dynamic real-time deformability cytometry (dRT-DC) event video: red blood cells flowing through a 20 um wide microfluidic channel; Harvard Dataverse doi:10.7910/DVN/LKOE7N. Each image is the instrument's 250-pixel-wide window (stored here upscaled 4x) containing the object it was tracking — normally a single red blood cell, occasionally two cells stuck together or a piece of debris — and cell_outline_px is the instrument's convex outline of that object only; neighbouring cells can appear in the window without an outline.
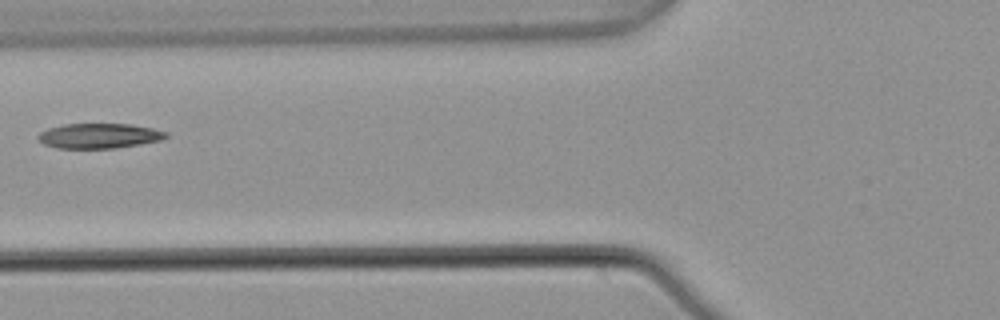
{"species": "common noctule bat (a hibernating species)", "species_latin": "Nyctalus noctula", "temperature_condition": "warm", "stored_images_in_passage": 9, "camera_frame_rate_fps": 3000, "um_per_image_px": 0.085, "animal": {"sex": "male", "body_mass_g": 21.5, "forearm_length_mm": 52.0}, "frame": {"image": 1, "passage_image": 8, "time_ms": 2.333, "image_size_px": [1000, 320], "cell_outline_px": [[168, 136], [160, 140], [140, 144], [116, 148], [56, 148], [44, 144], [36, 136], [40, 132], [48, 128], [64, 124], [132, 124], [152, 128], [168, 132]], "centroid_in_image_um": [8.42, 11.54], "position_along_channel_um": 117.4, "area_um2": 18.61}}
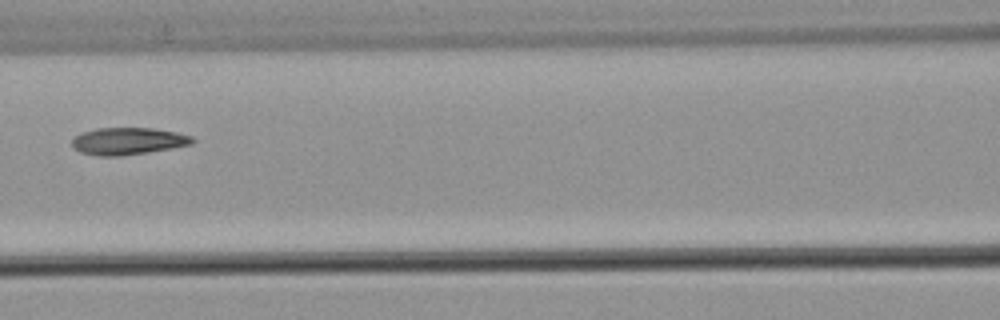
{"frame": {"image": 2, "passage_image": 9, "time_ms": 2.667, "image_size_px": [1000, 320], "cell_outline_px": [[196, 140], [192, 144], [172, 148], [148, 152], [120, 156], [100, 156], [80, 152], [72, 144], [72, 140], [80, 132], [96, 128], [152, 128], [176, 132], [192, 136]], "centroid_in_image_um": [10.9, 11.99], "position_along_channel_um": 155.7, "area_um2": 19.02}}